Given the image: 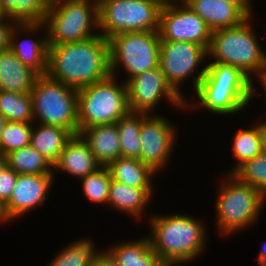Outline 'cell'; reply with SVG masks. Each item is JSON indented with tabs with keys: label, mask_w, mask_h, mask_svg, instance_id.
I'll use <instances>...</instances> for the list:
<instances>
[{
	"label": "cell",
	"mask_w": 266,
	"mask_h": 266,
	"mask_svg": "<svg viewBox=\"0 0 266 266\" xmlns=\"http://www.w3.org/2000/svg\"><path fill=\"white\" fill-rule=\"evenodd\" d=\"M47 75L77 90L108 78V39L99 34L80 42L49 45Z\"/></svg>",
	"instance_id": "cell-1"
},
{
	"label": "cell",
	"mask_w": 266,
	"mask_h": 266,
	"mask_svg": "<svg viewBox=\"0 0 266 266\" xmlns=\"http://www.w3.org/2000/svg\"><path fill=\"white\" fill-rule=\"evenodd\" d=\"M205 66L204 77L192 94L197 100H186V110L202 106L216 115L231 116L248 107L251 103V80L244 73L220 62H210Z\"/></svg>",
	"instance_id": "cell-2"
},
{
	"label": "cell",
	"mask_w": 266,
	"mask_h": 266,
	"mask_svg": "<svg viewBox=\"0 0 266 266\" xmlns=\"http://www.w3.org/2000/svg\"><path fill=\"white\" fill-rule=\"evenodd\" d=\"M152 250L162 260L184 264L199 258L206 248V228L200 219L187 214L150 215ZM201 222V223H200Z\"/></svg>",
	"instance_id": "cell-3"
},
{
	"label": "cell",
	"mask_w": 266,
	"mask_h": 266,
	"mask_svg": "<svg viewBox=\"0 0 266 266\" xmlns=\"http://www.w3.org/2000/svg\"><path fill=\"white\" fill-rule=\"evenodd\" d=\"M253 18L250 16L236 27L212 31L211 43L207 51V59L211 57L214 60L210 62L232 65L251 80L250 100L258 95L253 86V78L266 65V52L252 29Z\"/></svg>",
	"instance_id": "cell-4"
},
{
	"label": "cell",
	"mask_w": 266,
	"mask_h": 266,
	"mask_svg": "<svg viewBox=\"0 0 266 266\" xmlns=\"http://www.w3.org/2000/svg\"><path fill=\"white\" fill-rule=\"evenodd\" d=\"M224 177L215 205L217 231L222 237L252 226L266 202V196L260 190L238 181L232 174Z\"/></svg>",
	"instance_id": "cell-5"
},
{
	"label": "cell",
	"mask_w": 266,
	"mask_h": 266,
	"mask_svg": "<svg viewBox=\"0 0 266 266\" xmlns=\"http://www.w3.org/2000/svg\"><path fill=\"white\" fill-rule=\"evenodd\" d=\"M117 80L110 75L78 89V133L91 126L116 123L130 112L127 84Z\"/></svg>",
	"instance_id": "cell-6"
},
{
	"label": "cell",
	"mask_w": 266,
	"mask_h": 266,
	"mask_svg": "<svg viewBox=\"0 0 266 266\" xmlns=\"http://www.w3.org/2000/svg\"><path fill=\"white\" fill-rule=\"evenodd\" d=\"M49 45L84 41L99 35L98 4L94 0H60L48 6L44 19Z\"/></svg>",
	"instance_id": "cell-7"
},
{
	"label": "cell",
	"mask_w": 266,
	"mask_h": 266,
	"mask_svg": "<svg viewBox=\"0 0 266 266\" xmlns=\"http://www.w3.org/2000/svg\"><path fill=\"white\" fill-rule=\"evenodd\" d=\"M34 124L59 126L78 134V90L47 74L36 78L31 90ZM38 120V122H37Z\"/></svg>",
	"instance_id": "cell-8"
},
{
	"label": "cell",
	"mask_w": 266,
	"mask_h": 266,
	"mask_svg": "<svg viewBox=\"0 0 266 266\" xmlns=\"http://www.w3.org/2000/svg\"><path fill=\"white\" fill-rule=\"evenodd\" d=\"M108 41L113 77H118L120 67L128 75L126 83L137 74L159 67L161 40L158 31L124 32L111 36Z\"/></svg>",
	"instance_id": "cell-9"
},
{
	"label": "cell",
	"mask_w": 266,
	"mask_h": 266,
	"mask_svg": "<svg viewBox=\"0 0 266 266\" xmlns=\"http://www.w3.org/2000/svg\"><path fill=\"white\" fill-rule=\"evenodd\" d=\"M162 0H103L98 30L105 38L124 32L158 31Z\"/></svg>",
	"instance_id": "cell-10"
},
{
	"label": "cell",
	"mask_w": 266,
	"mask_h": 266,
	"mask_svg": "<svg viewBox=\"0 0 266 266\" xmlns=\"http://www.w3.org/2000/svg\"><path fill=\"white\" fill-rule=\"evenodd\" d=\"M207 50L197 43L186 41H161L159 67L173 90L185 101L189 98L182 94L183 81L192 78V91L204 77L206 66L200 71L197 69L206 61ZM196 71V73H195ZM195 74V75H194ZM186 98V99H185Z\"/></svg>",
	"instance_id": "cell-11"
},
{
	"label": "cell",
	"mask_w": 266,
	"mask_h": 266,
	"mask_svg": "<svg viewBox=\"0 0 266 266\" xmlns=\"http://www.w3.org/2000/svg\"><path fill=\"white\" fill-rule=\"evenodd\" d=\"M158 33L161 41H186L202 45L207 51L212 30L185 3L163 4Z\"/></svg>",
	"instance_id": "cell-12"
},
{
	"label": "cell",
	"mask_w": 266,
	"mask_h": 266,
	"mask_svg": "<svg viewBox=\"0 0 266 266\" xmlns=\"http://www.w3.org/2000/svg\"><path fill=\"white\" fill-rule=\"evenodd\" d=\"M126 84L130 112L152 114L163 98L176 108L186 109V101L169 85L160 67L137 74Z\"/></svg>",
	"instance_id": "cell-13"
},
{
	"label": "cell",
	"mask_w": 266,
	"mask_h": 266,
	"mask_svg": "<svg viewBox=\"0 0 266 266\" xmlns=\"http://www.w3.org/2000/svg\"><path fill=\"white\" fill-rule=\"evenodd\" d=\"M154 114L142 119L140 160L158 173L168 165L174 152L177 129L165 116Z\"/></svg>",
	"instance_id": "cell-14"
},
{
	"label": "cell",
	"mask_w": 266,
	"mask_h": 266,
	"mask_svg": "<svg viewBox=\"0 0 266 266\" xmlns=\"http://www.w3.org/2000/svg\"><path fill=\"white\" fill-rule=\"evenodd\" d=\"M54 174H18L10 199L4 204L10 221L20 218L38 206H44L54 184Z\"/></svg>",
	"instance_id": "cell-15"
},
{
	"label": "cell",
	"mask_w": 266,
	"mask_h": 266,
	"mask_svg": "<svg viewBox=\"0 0 266 266\" xmlns=\"http://www.w3.org/2000/svg\"><path fill=\"white\" fill-rule=\"evenodd\" d=\"M45 28L44 23H17L10 36L9 49L24 65L34 70L38 75H46L48 71L49 44L47 34L42 35L41 38L32 37L33 39H30L29 37L20 41L18 33L22 31V34L25 32L26 35L29 34L30 36Z\"/></svg>",
	"instance_id": "cell-16"
},
{
	"label": "cell",
	"mask_w": 266,
	"mask_h": 266,
	"mask_svg": "<svg viewBox=\"0 0 266 266\" xmlns=\"http://www.w3.org/2000/svg\"><path fill=\"white\" fill-rule=\"evenodd\" d=\"M185 4L214 31L239 26L249 16L234 3L222 0H187Z\"/></svg>",
	"instance_id": "cell-17"
},
{
	"label": "cell",
	"mask_w": 266,
	"mask_h": 266,
	"mask_svg": "<svg viewBox=\"0 0 266 266\" xmlns=\"http://www.w3.org/2000/svg\"><path fill=\"white\" fill-rule=\"evenodd\" d=\"M100 167L88 144L77 134L67 142L53 170L64 171L80 180Z\"/></svg>",
	"instance_id": "cell-18"
},
{
	"label": "cell",
	"mask_w": 266,
	"mask_h": 266,
	"mask_svg": "<svg viewBox=\"0 0 266 266\" xmlns=\"http://www.w3.org/2000/svg\"><path fill=\"white\" fill-rule=\"evenodd\" d=\"M88 144L93 156L102 167L121 157L119 133L116 123L95 125L78 133Z\"/></svg>",
	"instance_id": "cell-19"
},
{
	"label": "cell",
	"mask_w": 266,
	"mask_h": 266,
	"mask_svg": "<svg viewBox=\"0 0 266 266\" xmlns=\"http://www.w3.org/2000/svg\"><path fill=\"white\" fill-rule=\"evenodd\" d=\"M153 194L154 188L131 187L111 180L107 205L138 220L146 213Z\"/></svg>",
	"instance_id": "cell-20"
},
{
	"label": "cell",
	"mask_w": 266,
	"mask_h": 266,
	"mask_svg": "<svg viewBox=\"0 0 266 266\" xmlns=\"http://www.w3.org/2000/svg\"><path fill=\"white\" fill-rule=\"evenodd\" d=\"M39 75L6 49L0 51V90L30 93Z\"/></svg>",
	"instance_id": "cell-21"
},
{
	"label": "cell",
	"mask_w": 266,
	"mask_h": 266,
	"mask_svg": "<svg viewBox=\"0 0 266 266\" xmlns=\"http://www.w3.org/2000/svg\"><path fill=\"white\" fill-rule=\"evenodd\" d=\"M73 135L70 130L63 127L33 124L30 145L54 165Z\"/></svg>",
	"instance_id": "cell-22"
},
{
	"label": "cell",
	"mask_w": 266,
	"mask_h": 266,
	"mask_svg": "<svg viewBox=\"0 0 266 266\" xmlns=\"http://www.w3.org/2000/svg\"><path fill=\"white\" fill-rule=\"evenodd\" d=\"M107 168L112 180L137 188H153L152 179L157 174L136 158L118 157Z\"/></svg>",
	"instance_id": "cell-23"
},
{
	"label": "cell",
	"mask_w": 266,
	"mask_h": 266,
	"mask_svg": "<svg viewBox=\"0 0 266 266\" xmlns=\"http://www.w3.org/2000/svg\"><path fill=\"white\" fill-rule=\"evenodd\" d=\"M146 237L131 242L119 241L107 251L119 266H158L162 259L152 250L149 237Z\"/></svg>",
	"instance_id": "cell-24"
},
{
	"label": "cell",
	"mask_w": 266,
	"mask_h": 266,
	"mask_svg": "<svg viewBox=\"0 0 266 266\" xmlns=\"http://www.w3.org/2000/svg\"><path fill=\"white\" fill-rule=\"evenodd\" d=\"M6 159L18 174H54L53 164L31 145L10 152Z\"/></svg>",
	"instance_id": "cell-25"
},
{
	"label": "cell",
	"mask_w": 266,
	"mask_h": 266,
	"mask_svg": "<svg viewBox=\"0 0 266 266\" xmlns=\"http://www.w3.org/2000/svg\"><path fill=\"white\" fill-rule=\"evenodd\" d=\"M146 113L129 112L116 122L118 128L121 157L140 160V129Z\"/></svg>",
	"instance_id": "cell-26"
},
{
	"label": "cell",
	"mask_w": 266,
	"mask_h": 266,
	"mask_svg": "<svg viewBox=\"0 0 266 266\" xmlns=\"http://www.w3.org/2000/svg\"><path fill=\"white\" fill-rule=\"evenodd\" d=\"M62 248L47 266H92L102 252L95 248V243L88 238L73 241Z\"/></svg>",
	"instance_id": "cell-27"
},
{
	"label": "cell",
	"mask_w": 266,
	"mask_h": 266,
	"mask_svg": "<svg viewBox=\"0 0 266 266\" xmlns=\"http://www.w3.org/2000/svg\"><path fill=\"white\" fill-rule=\"evenodd\" d=\"M0 6L17 23H44L48 10L43 0H0Z\"/></svg>",
	"instance_id": "cell-28"
},
{
	"label": "cell",
	"mask_w": 266,
	"mask_h": 266,
	"mask_svg": "<svg viewBox=\"0 0 266 266\" xmlns=\"http://www.w3.org/2000/svg\"><path fill=\"white\" fill-rule=\"evenodd\" d=\"M0 114L6 121L34 122L31 93L0 90Z\"/></svg>",
	"instance_id": "cell-29"
},
{
	"label": "cell",
	"mask_w": 266,
	"mask_h": 266,
	"mask_svg": "<svg viewBox=\"0 0 266 266\" xmlns=\"http://www.w3.org/2000/svg\"><path fill=\"white\" fill-rule=\"evenodd\" d=\"M232 139V156L236 159L237 164L227 174H232L241 164L262 153L257 123L247 129H240Z\"/></svg>",
	"instance_id": "cell-30"
},
{
	"label": "cell",
	"mask_w": 266,
	"mask_h": 266,
	"mask_svg": "<svg viewBox=\"0 0 266 266\" xmlns=\"http://www.w3.org/2000/svg\"><path fill=\"white\" fill-rule=\"evenodd\" d=\"M34 122L7 121L0 138V154L6 156L10 152L29 146Z\"/></svg>",
	"instance_id": "cell-31"
},
{
	"label": "cell",
	"mask_w": 266,
	"mask_h": 266,
	"mask_svg": "<svg viewBox=\"0 0 266 266\" xmlns=\"http://www.w3.org/2000/svg\"><path fill=\"white\" fill-rule=\"evenodd\" d=\"M232 175L238 181L253 186L266 196V153L244 162Z\"/></svg>",
	"instance_id": "cell-32"
},
{
	"label": "cell",
	"mask_w": 266,
	"mask_h": 266,
	"mask_svg": "<svg viewBox=\"0 0 266 266\" xmlns=\"http://www.w3.org/2000/svg\"><path fill=\"white\" fill-rule=\"evenodd\" d=\"M111 175L107 167H100L96 172L80 179L82 191L92 203L107 206Z\"/></svg>",
	"instance_id": "cell-33"
},
{
	"label": "cell",
	"mask_w": 266,
	"mask_h": 266,
	"mask_svg": "<svg viewBox=\"0 0 266 266\" xmlns=\"http://www.w3.org/2000/svg\"><path fill=\"white\" fill-rule=\"evenodd\" d=\"M18 173L8 165L0 173V200L5 204L12 194L17 182Z\"/></svg>",
	"instance_id": "cell-34"
},
{
	"label": "cell",
	"mask_w": 266,
	"mask_h": 266,
	"mask_svg": "<svg viewBox=\"0 0 266 266\" xmlns=\"http://www.w3.org/2000/svg\"><path fill=\"white\" fill-rule=\"evenodd\" d=\"M16 24V21L8 17L0 20V51L9 49L10 36Z\"/></svg>",
	"instance_id": "cell-35"
},
{
	"label": "cell",
	"mask_w": 266,
	"mask_h": 266,
	"mask_svg": "<svg viewBox=\"0 0 266 266\" xmlns=\"http://www.w3.org/2000/svg\"><path fill=\"white\" fill-rule=\"evenodd\" d=\"M92 266H119L115 258L107 251H102Z\"/></svg>",
	"instance_id": "cell-36"
},
{
	"label": "cell",
	"mask_w": 266,
	"mask_h": 266,
	"mask_svg": "<svg viewBox=\"0 0 266 266\" xmlns=\"http://www.w3.org/2000/svg\"><path fill=\"white\" fill-rule=\"evenodd\" d=\"M224 2L228 3H234L237 4L249 17L254 16L251 5V0H222Z\"/></svg>",
	"instance_id": "cell-37"
},
{
	"label": "cell",
	"mask_w": 266,
	"mask_h": 266,
	"mask_svg": "<svg viewBox=\"0 0 266 266\" xmlns=\"http://www.w3.org/2000/svg\"><path fill=\"white\" fill-rule=\"evenodd\" d=\"M262 153H266V121L258 123Z\"/></svg>",
	"instance_id": "cell-38"
},
{
	"label": "cell",
	"mask_w": 266,
	"mask_h": 266,
	"mask_svg": "<svg viewBox=\"0 0 266 266\" xmlns=\"http://www.w3.org/2000/svg\"><path fill=\"white\" fill-rule=\"evenodd\" d=\"M256 77V78H255ZM254 79H259L257 82L263 86V91L266 96V65L255 75Z\"/></svg>",
	"instance_id": "cell-39"
},
{
	"label": "cell",
	"mask_w": 266,
	"mask_h": 266,
	"mask_svg": "<svg viewBox=\"0 0 266 266\" xmlns=\"http://www.w3.org/2000/svg\"><path fill=\"white\" fill-rule=\"evenodd\" d=\"M265 243L257 255V263L259 266H266V244Z\"/></svg>",
	"instance_id": "cell-40"
},
{
	"label": "cell",
	"mask_w": 266,
	"mask_h": 266,
	"mask_svg": "<svg viewBox=\"0 0 266 266\" xmlns=\"http://www.w3.org/2000/svg\"><path fill=\"white\" fill-rule=\"evenodd\" d=\"M7 221H10V219L7 216L4 203L0 200V223H5Z\"/></svg>",
	"instance_id": "cell-41"
},
{
	"label": "cell",
	"mask_w": 266,
	"mask_h": 266,
	"mask_svg": "<svg viewBox=\"0 0 266 266\" xmlns=\"http://www.w3.org/2000/svg\"><path fill=\"white\" fill-rule=\"evenodd\" d=\"M183 262L180 261H169V260H162L158 266H179L182 265Z\"/></svg>",
	"instance_id": "cell-42"
},
{
	"label": "cell",
	"mask_w": 266,
	"mask_h": 266,
	"mask_svg": "<svg viewBox=\"0 0 266 266\" xmlns=\"http://www.w3.org/2000/svg\"><path fill=\"white\" fill-rule=\"evenodd\" d=\"M7 166V159L6 156L0 154V173L2 170Z\"/></svg>",
	"instance_id": "cell-43"
},
{
	"label": "cell",
	"mask_w": 266,
	"mask_h": 266,
	"mask_svg": "<svg viewBox=\"0 0 266 266\" xmlns=\"http://www.w3.org/2000/svg\"><path fill=\"white\" fill-rule=\"evenodd\" d=\"M6 119L0 114V138H1V133L3 131V127L6 123Z\"/></svg>",
	"instance_id": "cell-44"
},
{
	"label": "cell",
	"mask_w": 266,
	"mask_h": 266,
	"mask_svg": "<svg viewBox=\"0 0 266 266\" xmlns=\"http://www.w3.org/2000/svg\"><path fill=\"white\" fill-rule=\"evenodd\" d=\"M164 4H171V3H185L187 0H162ZM178 1V2H177Z\"/></svg>",
	"instance_id": "cell-45"
},
{
	"label": "cell",
	"mask_w": 266,
	"mask_h": 266,
	"mask_svg": "<svg viewBox=\"0 0 266 266\" xmlns=\"http://www.w3.org/2000/svg\"><path fill=\"white\" fill-rule=\"evenodd\" d=\"M58 1L60 0H43V2L47 5V6H51L53 4H56Z\"/></svg>",
	"instance_id": "cell-46"
},
{
	"label": "cell",
	"mask_w": 266,
	"mask_h": 266,
	"mask_svg": "<svg viewBox=\"0 0 266 266\" xmlns=\"http://www.w3.org/2000/svg\"><path fill=\"white\" fill-rule=\"evenodd\" d=\"M5 18H7V16L5 15V13L3 12V10H2V8L0 6V20L1 19H5Z\"/></svg>",
	"instance_id": "cell-47"
},
{
	"label": "cell",
	"mask_w": 266,
	"mask_h": 266,
	"mask_svg": "<svg viewBox=\"0 0 266 266\" xmlns=\"http://www.w3.org/2000/svg\"><path fill=\"white\" fill-rule=\"evenodd\" d=\"M97 4L101 3L103 0H94Z\"/></svg>",
	"instance_id": "cell-48"
}]
</instances>
